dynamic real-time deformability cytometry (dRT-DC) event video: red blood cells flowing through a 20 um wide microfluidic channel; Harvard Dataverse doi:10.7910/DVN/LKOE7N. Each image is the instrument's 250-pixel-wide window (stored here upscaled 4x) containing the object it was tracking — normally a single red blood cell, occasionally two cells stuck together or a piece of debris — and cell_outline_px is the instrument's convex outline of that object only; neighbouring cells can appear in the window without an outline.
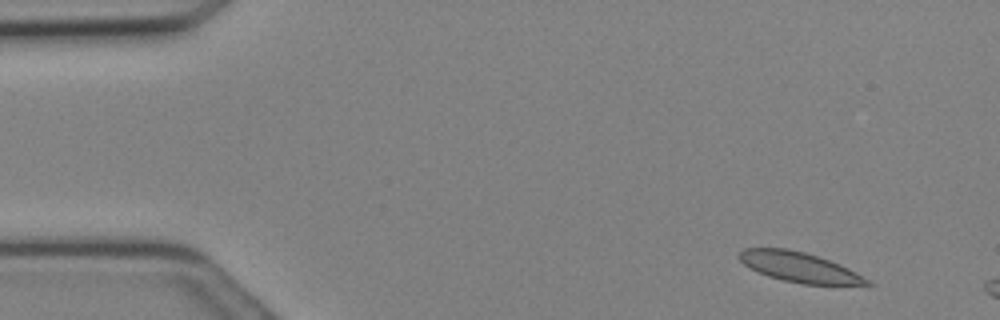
{"species": "Egyptian fruit bat (a non-hibernating species)", "species_latin": "Rousettus aegyptiacus", "temperature_condition": "cold", "stored_images_in_passage": 8, "camera_frame_rate_fps": 3000, "um_per_image_px": 0.085, "animal": {"sex": "female"}, "frame": {"image": 1, "passage_image": 1, "time_ms": 0.0, "image_size_px": [1000, 320], "cell_outline_px": [[872, 284], [804, 284], [784, 280], [768, 276], [744, 264], [736, 256], [744, 248], [788, 248], [804, 252], [840, 264], [856, 272], [868, 280]], "centroid_in_image_um": [67.89, 22.69], "position_along_channel_um": 17.1, "area_um2": 21.79}}